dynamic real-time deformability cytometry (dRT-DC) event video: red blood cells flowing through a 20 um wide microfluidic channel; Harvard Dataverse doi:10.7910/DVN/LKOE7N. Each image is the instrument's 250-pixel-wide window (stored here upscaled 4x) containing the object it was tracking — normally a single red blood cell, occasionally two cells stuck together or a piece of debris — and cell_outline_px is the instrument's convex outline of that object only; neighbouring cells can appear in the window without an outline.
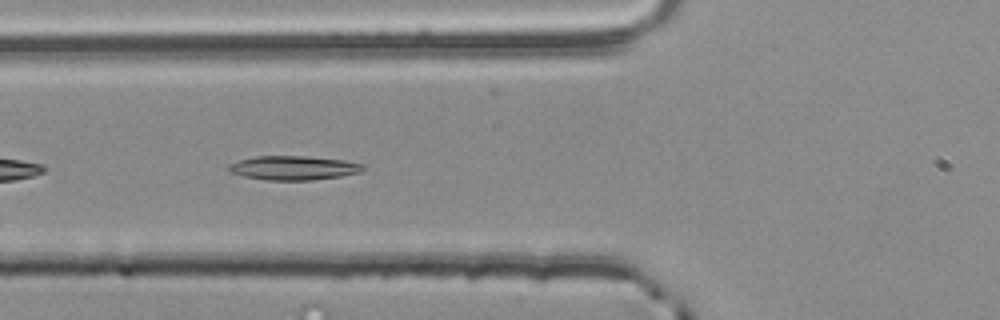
{"species": "common noctule bat (a hibernating species)", "species_latin": "Nyctalus noctula", "temperature_condition": "room temperature", "stored_images_in_passage": 32, "camera_frame_rate_fps": 3000, "um_per_image_px": 0.085, "animal": {"sex": "male", "body_mass_g": 20.4}, "frame": {"image": 1, "passage_image": 5, "time_ms": 1.333, "image_size_px": [1000, 320], "cell_outline_px": [[364, 168], [360, 172], [340, 176], [312, 180], [264, 180], [244, 176], [228, 172], [228, 164], [240, 160], [256, 156], [304, 156], [344, 160], [364, 164]], "centroid_in_image_um": [24.92, 14.27], "position_along_channel_um": 100.9, "area_um2": 18.84}}